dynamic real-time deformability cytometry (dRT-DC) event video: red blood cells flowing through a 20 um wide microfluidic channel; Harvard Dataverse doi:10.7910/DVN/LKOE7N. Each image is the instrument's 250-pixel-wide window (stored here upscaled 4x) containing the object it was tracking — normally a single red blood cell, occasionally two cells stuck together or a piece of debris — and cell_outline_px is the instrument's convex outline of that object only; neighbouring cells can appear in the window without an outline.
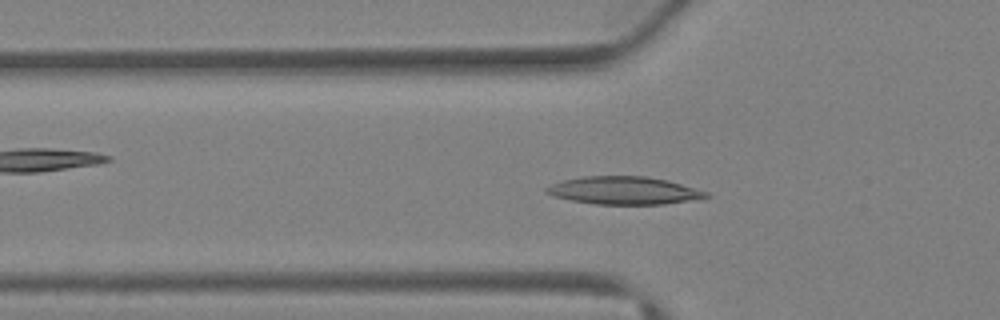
{"species": "Egyptian fruit bat (a non-hibernating species)", "species_latin": "Rousettus aegyptiacus", "temperature_condition": "warm", "stored_images_in_passage": 38, "camera_frame_rate_fps": 3000, "um_per_image_px": 0.085, "animal": {"sex": "female"}, "frame": {"image": 1, "passage_image": 11, "time_ms": 3.333, "image_size_px": [1000, 320], "cell_outline_px": [[712, 196], [664, 204], [596, 204], [572, 200], [552, 196], [544, 192], [544, 188], [548, 184], [564, 180], [584, 176], [648, 176], [668, 180], [696, 188], [708, 192]], "centroid_in_image_um": [53.0, 16.18], "position_along_channel_um": 72.8, "area_um2": 25.89}}
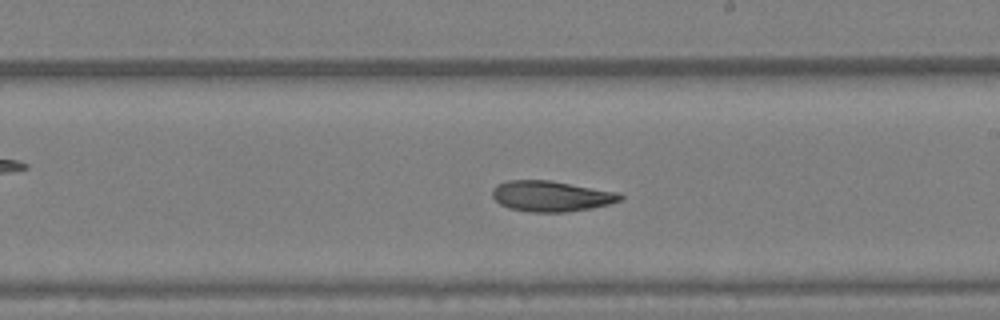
{"frame": {"image": 2, "passage_image": 21, "time_ms": 6.667, "image_size_px": [1000, 320], "cell_outline_px": [[624, 200], [592, 208], [564, 212], [528, 212], [508, 208], [500, 204], [492, 196], [492, 188], [496, 184], [508, 180], [548, 180], [620, 192], [624, 196]], "centroid_in_image_um": [46.85, 16.67], "position_along_channel_um": 242.1, "area_um2": 23.06}}
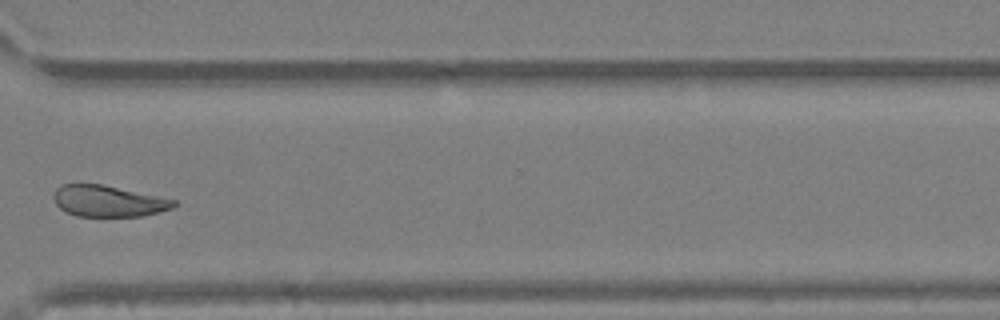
{"frame": {"image": 3, "passage_image": 28, "time_ms": 9.0, "image_size_px": [1000, 320], "cell_outline_px": [[176, 204], [172, 208], [144, 216], [76, 216], [60, 208], [56, 204], [52, 196], [56, 188], [64, 184], [100, 184], [176, 200]], "centroid_in_image_um": [9.18, 17.1], "position_along_channel_um": 361.4, "area_um2": 21.62}}